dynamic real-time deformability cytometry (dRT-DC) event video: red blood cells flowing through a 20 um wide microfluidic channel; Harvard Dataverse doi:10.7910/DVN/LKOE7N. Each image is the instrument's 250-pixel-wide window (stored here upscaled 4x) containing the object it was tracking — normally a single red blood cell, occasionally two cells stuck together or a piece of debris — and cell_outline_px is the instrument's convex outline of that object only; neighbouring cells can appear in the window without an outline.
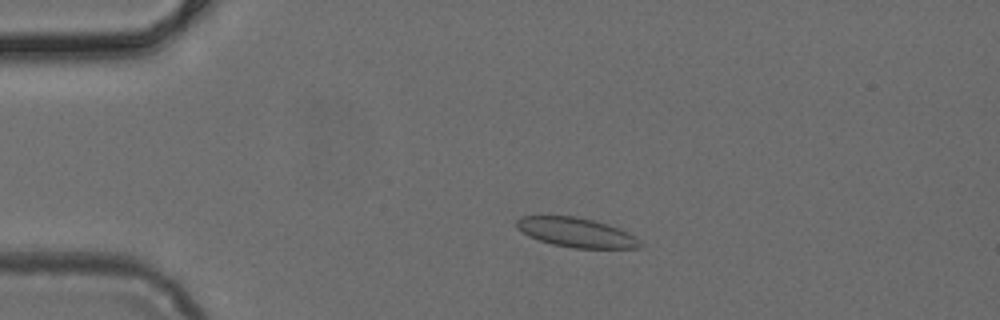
{"species": "common noctule bat (a hibernating species)", "species_latin": "Nyctalus noctula", "temperature_condition": "cold", "stored_images_in_passage": 48, "camera_frame_rate_fps": 3000, "um_per_image_px": 0.085, "animal": {"sex": "female", "body_mass_g": 24.6, "forearm_length_mm": 56.2}, "frame": {"image": 1, "passage_image": 9, "time_ms": 2.667, "image_size_px": [1000, 320], "cell_outline_px": [[644, 244], [640, 248], [572, 248], [552, 244], [528, 236], [516, 228], [516, 220], [520, 216], [576, 216], [608, 224], [620, 228], [636, 236]], "centroid_in_image_um": [49.01, 19.76], "position_along_channel_um": 36.0, "area_um2": 21.39}}
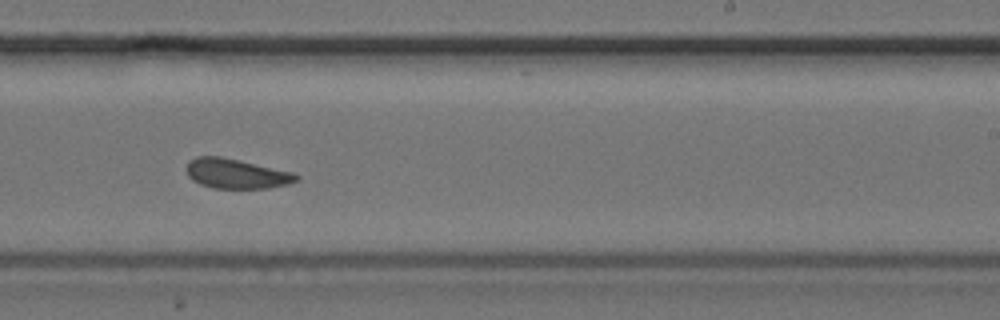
{"frame": {"image": 2, "passage_image": 29, "time_ms": 9.333, "image_size_px": [1000, 320], "cell_outline_px": [[300, 180], [288, 184], [268, 188], [212, 188], [200, 184], [192, 180], [188, 176], [188, 160], [196, 156], [220, 156], [240, 160], [292, 172], [300, 176]], "centroid_in_image_um": [20.09, 14.76], "position_along_channel_um": 268.9, "area_um2": 19.07}}
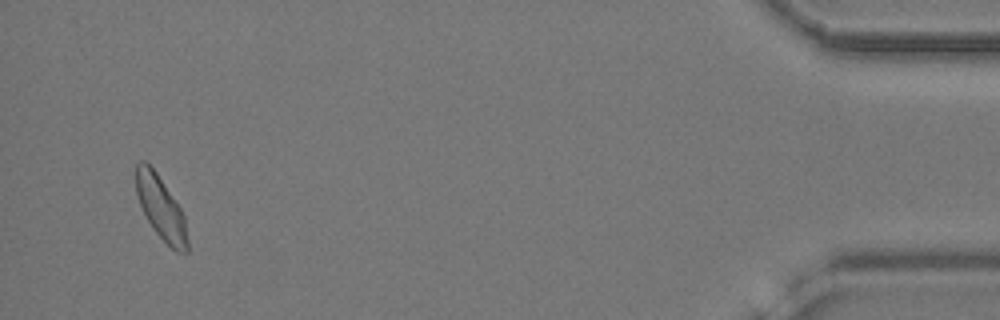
{"frame": {"image": 3, "passage_image": 46, "time_ms": 15.0, "image_size_px": [1000, 320], "cell_outline_px": [[188, 252], [176, 252], [152, 228], [140, 204], [136, 192], [136, 164], [140, 160], [144, 160], [156, 172], [180, 208], [184, 216], [188, 240]], "centroid_in_image_um": [13.67, 17.67], "position_along_channel_um": 421.5, "area_um2": 18.55}}